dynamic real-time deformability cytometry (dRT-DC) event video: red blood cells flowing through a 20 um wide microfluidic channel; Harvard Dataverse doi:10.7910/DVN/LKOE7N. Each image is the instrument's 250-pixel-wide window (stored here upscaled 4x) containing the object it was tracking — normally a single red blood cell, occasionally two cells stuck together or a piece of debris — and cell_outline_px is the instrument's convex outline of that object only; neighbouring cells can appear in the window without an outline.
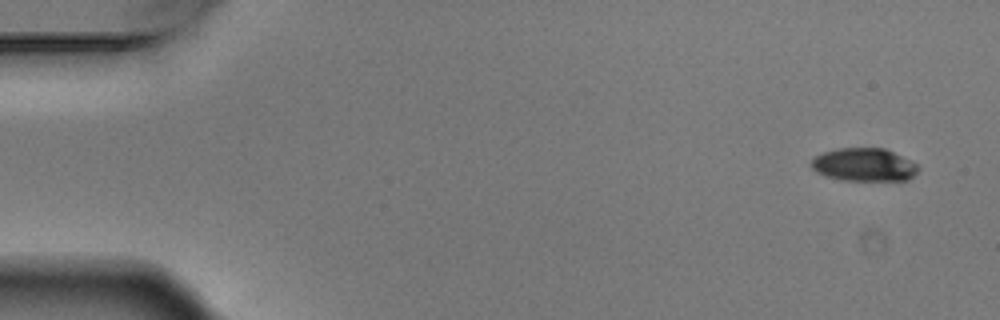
{"species": "Egyptian fruit bat (a non-hibernating species)", "species_latin": "Rousettus aegyptiacus", "temperature_condition": "warm", "stored_images_in_passage": 5, "camera_frame_rate_fps": 3000, "um_per_image_px": 0.085, "animal": {"sex": "male"}, "frame": {"image": 1, "passage_image": 1, "time_ms": 0.0, "image_size_px": [1000, 320], "cell_outline_px": [[920, 168], [908, 180], [840, 180], [824, 176], [816, 172], [812, 168], [812, 160], [816, 156], [824, 152], [840, 148], [884, 148], [916, 164]], "centroid_in_image_um": [73.42, 14.01], "position_along_channel_um": 11.6, "area_um2": 20.35}}
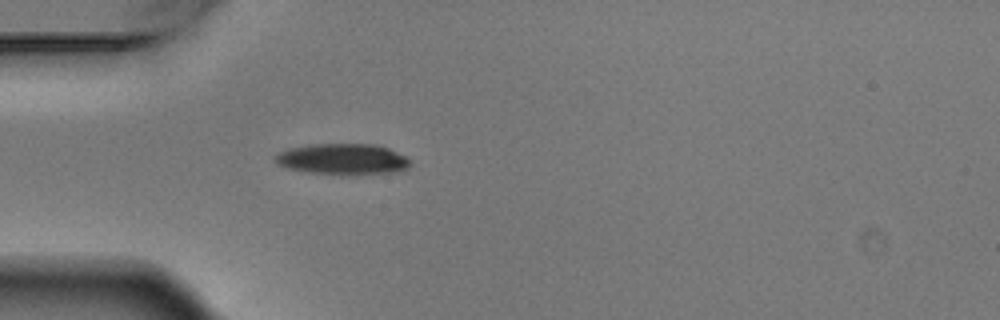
{"frame": {"image": 2, "passage_image": 5, "time_ms": 1.333, "image_size_px": [1000, 320], "cell_outline_px": [[412, 164], [408, 168], [400, 172], [312, 172], [288, 168], [272, 160], [276, 152], [288, 148], [312, 144], [376, 144], [388, 148], [412, 160]], "centroid_in_image_um": [29.12, 13.48], "position_along_channel_um": 55.9, "area_um2": 23.64}}